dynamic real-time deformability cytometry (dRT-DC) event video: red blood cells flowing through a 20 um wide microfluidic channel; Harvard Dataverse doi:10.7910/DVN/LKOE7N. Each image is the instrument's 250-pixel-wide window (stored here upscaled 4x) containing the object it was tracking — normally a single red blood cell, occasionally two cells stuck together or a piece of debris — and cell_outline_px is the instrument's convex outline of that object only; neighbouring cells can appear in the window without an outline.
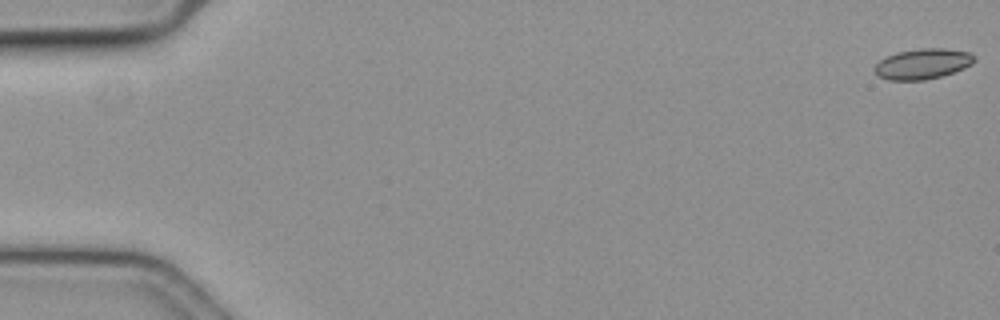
{"species": "common noctule bat (a hibernating species)", "species_latin": "Nyctalus noctula", "temperature_condition": "cold", "stored_images_in_passage": 58, "camera_frame_rate_fps": 3000, "um_per_image_px": 0.085, "animal": {"sex": "female", "body_mass_g": 19.3, "forearm_length_mm": 54.1}, "frame": {"image": 1, "passage_image": 1, "time_ms": 0.0, "image_size_px": [1000, 320], "cell_outline_px": [[976, 60], [972, 64], [964, 68], [940, 76], [924, 80], [888, 80], [872, 72], [872, 68], [880, 60], [888, 56], [900, 52], [920, 48], [944, 48], [968, 52], [976, 56]], "centroid_in_image_um": [78.42, 5.43], "position_along_channel_um": 6.6, "area_um2": 17.63}}
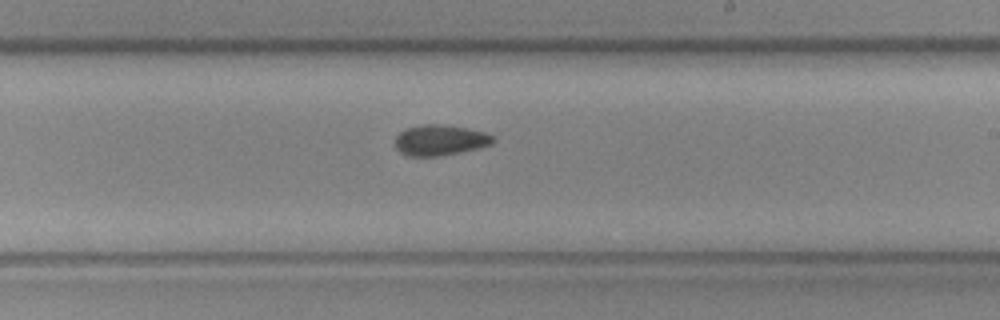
{"frame": {"image": 2, "passage_image": 35, "time_ms": 11.333, "image_size_px": [1000, 320], "cell_outline_px": [[496, 140], [492, 144], [460, 152], [440, 156], [408, 156], [400, 152], [396, 148], [396, 136], [400, 132], [408, 128], [420, 124], [440, 124], [464, 128], [484, 132], [496, 136]], "centroid_in_image_um": [37.42, 11.91], "position_along_channel_um": 251.6, "area_um2": 17.4}}
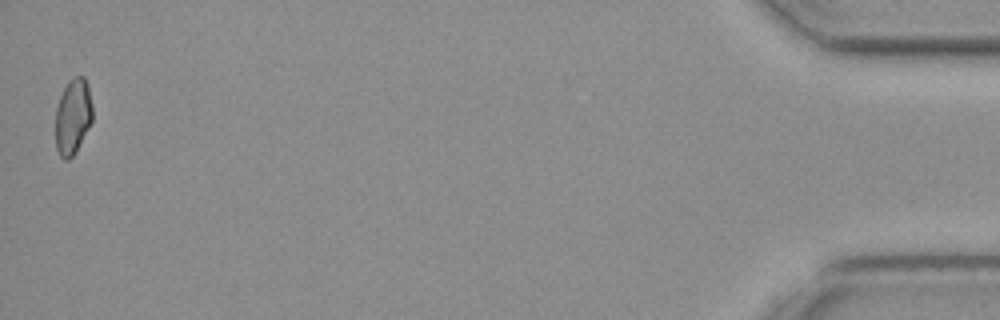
{"frame": {"image": 3, "passage_image": 58, "time_ms": 19.0, "image_size_px": [1000, 320], "cell_outline_px": [[92, 120], [76, 152], [68, 160], [64, 160], [60, 156], [56, 148], [56, 108], [60, 96], [68, 80], [76, 76], [84, 76], [88, 84], [92, 108]], "centroid_in_image_um": [6.19, 9.9], "position_along_channel_um": 429.0, "area_um2": 16.3}, "authors_computed_cell_mechanics": {"area_um2": 17.4556, "velocity_mm_per_s": 3.5997, "shape_relaxation_time_tau1_ms": 7.6061, "shape_relaxation_time_tau2_ms": 8.6744, "deformation_change_tau1": 0.0856, "deformation_change_tau2": 0.1044}}